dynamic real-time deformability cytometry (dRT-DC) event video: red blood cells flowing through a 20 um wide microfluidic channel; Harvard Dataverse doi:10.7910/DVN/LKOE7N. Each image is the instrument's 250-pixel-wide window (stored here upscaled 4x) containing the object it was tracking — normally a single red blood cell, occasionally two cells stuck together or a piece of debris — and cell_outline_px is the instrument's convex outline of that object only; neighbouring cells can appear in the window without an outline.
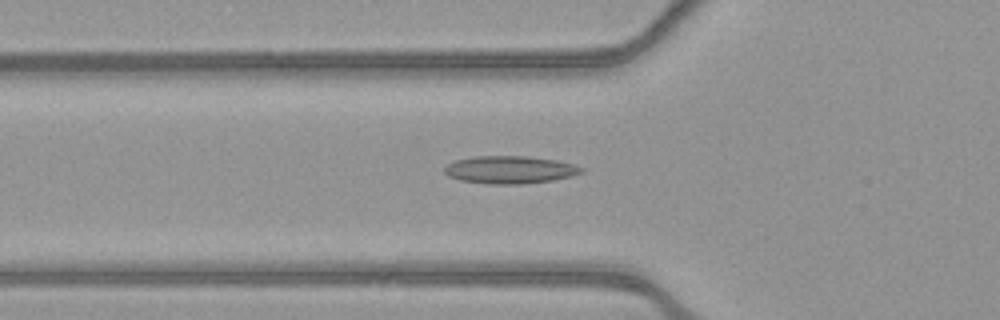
{"species": "common noctule bat (a hibernating species)", "species_latin": "Nyctalus noctula", "temperature_condition": "warm", "stored_images_in_passage": 36, "camera_frame_rate_fps": 3000, "um_per_image_px": 0.085, "animal": {"sex": "female", "body_mass_g": 21.9}, "frame": {"image": 1, "passage_image": 2, "time_ms": 0.333, "image_size_px": [1000, 320], "cell_outline_px": [[584, 172], [572, 176], [552, 180], [520, 184], [488, 184], [460, 180], [448, 176], [444, 172], [444, 168], [448, 164], [456, 160], [472, 156], [528, 156], [556, 160], [576, 164], [584, 168]], "centroid_in_image_um": [43.36, 14.42], "position_along_channel_um": 82.4, "area_um2": 22.2}}
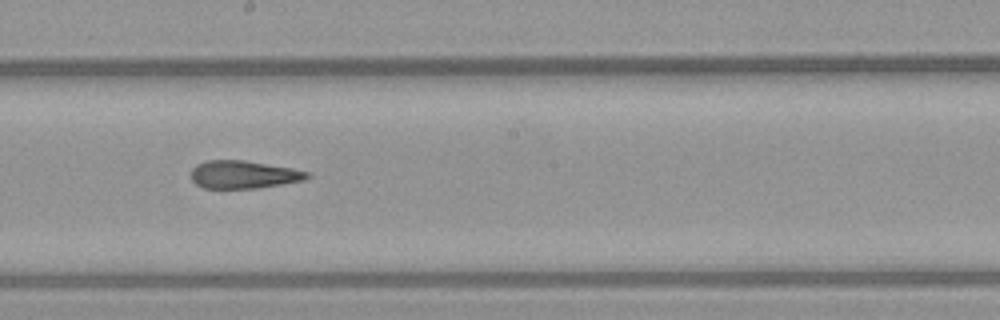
{"frame": {"image": 2, "passage_image": 13, "time_ms": 4.0, "image_size_px": [1000, 320], "cell_outline_px": [[312, 176], [304, 180], [256, 188], [204, 188], [196, 184], [192, 180], [192, 168], [196, 164], [208, 160], [244, 160], [292, 168], [308, 172]], "centroid_in_image_um": [20.69, 14.83], "position_along_channel_um": 227.5, "area_um2": 18.73}}
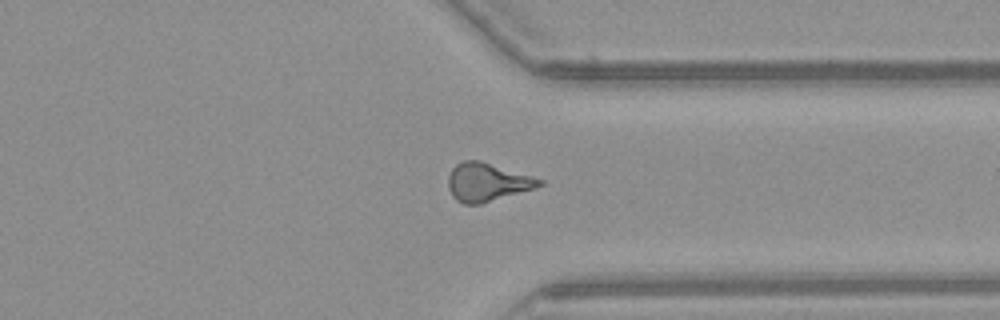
{"frame": {"image": 3, "passage_image": 24, "time_ms": 7.667, "image_size_px": [1000, 320], "cell_outline_px": [[544, 184], [536, 188], [480, 204], [464, 204], [456, 200], [452, 196], [448, 188], [448, 176], [452, 168], [456, 164], [464, 160], [480, 160], [532, 176], [544, 180]], "centroid_in_image_um": [41.4, 15.48], "position_along_channel_um": 370.0, "area_um2": 20.4}, "authors_computed_cell_mechanics": {"area_um2": 19.2763, "velocity_mm_per_s": 3.9161, "shape_relaxation_time_tau1_ms": null, "shape_relaxation_time_tau2_ms": 3.4072, "deformation_change_tau1": null, "deformation_change_tau2": 0.1284}}